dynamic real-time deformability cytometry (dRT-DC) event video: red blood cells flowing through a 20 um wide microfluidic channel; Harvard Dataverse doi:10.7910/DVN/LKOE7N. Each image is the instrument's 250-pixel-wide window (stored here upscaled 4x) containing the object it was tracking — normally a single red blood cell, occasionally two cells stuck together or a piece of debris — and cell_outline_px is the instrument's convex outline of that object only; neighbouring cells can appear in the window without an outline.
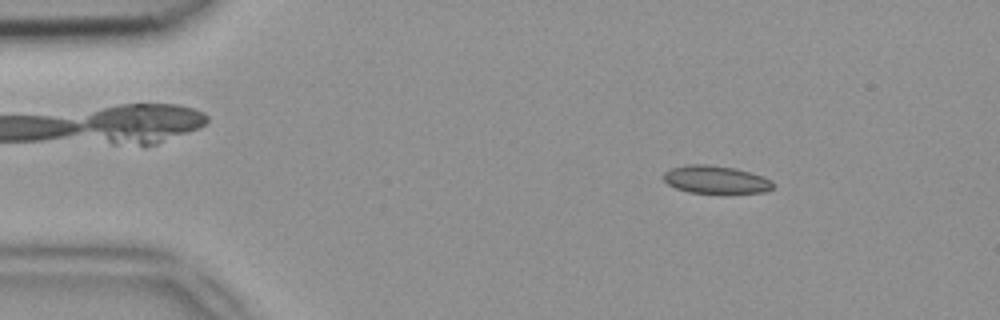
{"species": "common noctule bat (a hibernating species)", "species_latin": "Nyctalus noctula", "temperature_condition": "room temperature", "stored_images_in_passage": 49, "camera_frame_rate_fps": 3000, "um_per_image_px": 0.085, "animal": {"sex": "female", "body_mass_g": 18.4}, "frame": {"image": 1, "passage_image": 7, "time_ms": 2.0, "image_size_px": [1000, 320], "cell_outline_px": [[772, 188], [764, 192], [688, 192], [676, 188], [668, 184], [664, 180], [664, 172], [672, 168], [688, 164], [704, 164], [736, 168], [764, 176], [772, 180]], "centroid_in_image_um": [60.83, 15.25], "position_along_channel_um": 24.2, "area_um2": 17.46}}
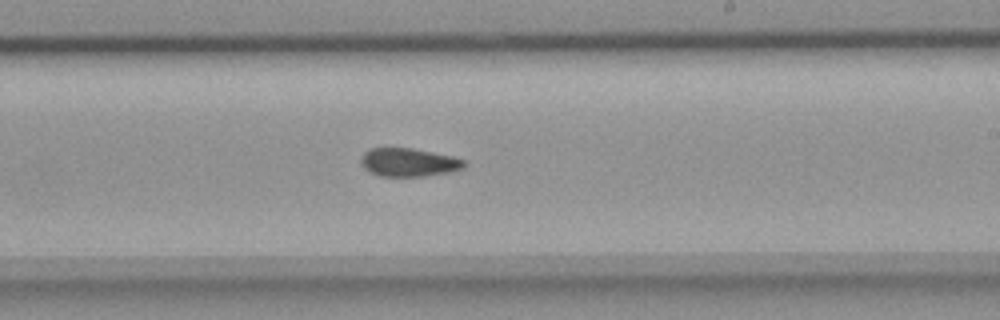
{"frame": {"image": 2, "passage_image": 29, "time_ms": 9.333, "image_size_px": [1000, 320], "cell_outline_px": [[464, 164], [460, 168], [448, 172], [424, 176], [380, 176], [368, 172], [360, 164], [360, 156], [368, 148], [412, 148], [452, 156], [464, 160]], "centroid_in_image_um": [34.64, 13.79], "position_along_channel_um": 254.4, "area_um2": 16.99}}
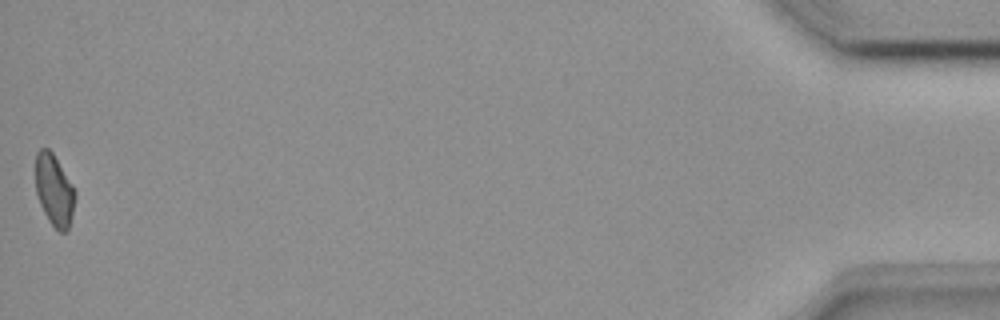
{"frame": {"image": 3, "passage_image": 49, "time_ms": 16.0, "image_size_px": [1000, 320], "cell_outline_px": [[76, 196], [72, 216], [68, 228], [64, 232], [60, 232], [48, 220], [40, 204], [36, 192], [36, 152], [40, 148], [48, 148], [52, 152], [72, 184], [76, 192]], "centroid_in_image_um": [4.61, 16.16], "position_along_channel_um": 430.6, "area_um2": 16.36}}